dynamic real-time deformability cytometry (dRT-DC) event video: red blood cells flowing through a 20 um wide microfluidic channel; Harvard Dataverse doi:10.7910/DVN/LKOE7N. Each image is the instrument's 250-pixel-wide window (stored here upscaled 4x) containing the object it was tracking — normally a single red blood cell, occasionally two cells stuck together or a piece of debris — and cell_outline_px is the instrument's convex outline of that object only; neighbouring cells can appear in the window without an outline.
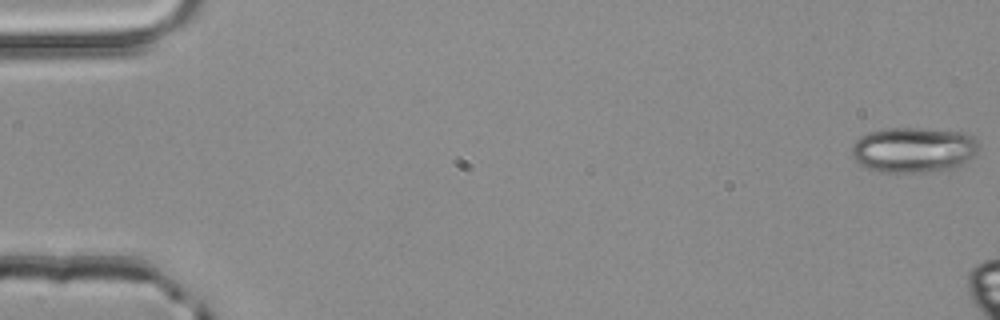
{"species": "common noctule bat (a hibernating species)", "species_latin": "Nyctalus noctula", "temperature_condition": "room temperature", "stored_images_in_passage": 11, "camera_frame_rate_fps": 3000, "um_per_image_px": 0.085, "animal": {"sex": "male", "body_mass_g": 20.4}, "frame": {"image": 1, "passage_image": 1, "time_ms": 0.0, "image_size_px": [1000, 320], "cell_outline_px": [[980, 148], [976, 156], [952, 168], [916, 172], [884, 172], [868, 168], [860, 164], [852, 156], [852, 144], [860, 136], [868, 132], [888, 128], [924, 128], [968, 132], [980, 144]], "centroid_in_image_um": [77.69, 12.71], "position_along_channel_um": 7.3, "area_um2": 33.76}}